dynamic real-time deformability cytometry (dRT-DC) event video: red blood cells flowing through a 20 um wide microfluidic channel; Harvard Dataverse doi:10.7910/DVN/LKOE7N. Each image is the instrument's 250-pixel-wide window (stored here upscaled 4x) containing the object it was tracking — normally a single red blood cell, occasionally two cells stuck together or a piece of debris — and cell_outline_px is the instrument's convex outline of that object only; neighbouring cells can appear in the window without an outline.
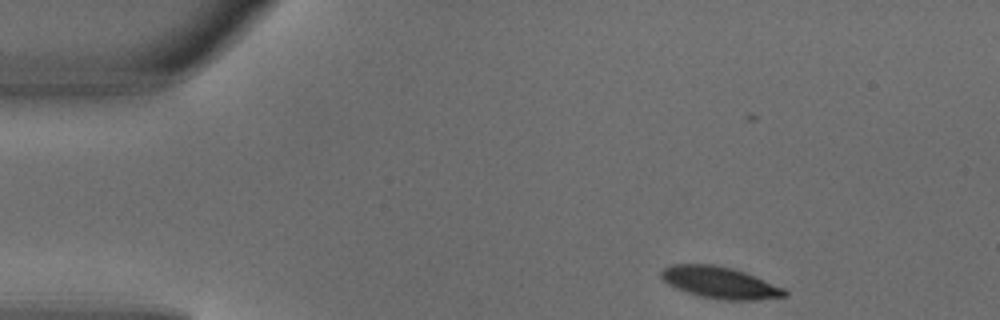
{"species": "common noctule bat (a hibernating species)", "species_latin": "Nyctalus noctula", "temperature_condition": "warm", "stored_images_in_passage": 4, "segment_of_instrument_passage": [2, 2], "camera_frame_rate_fps": 3000, "um_per_image_px": 0.085, "animal": {"sex": "male", "body_mass_g": 18.8}, "frame": {"image": 1, "passage_image": 4, "time_ms": 1.0, "image_size_px": [1000, 320], "cell_outline_px": [[788, 296], [756, 300], [724, 300], [700, 296], [676, 288], [668, 284], [660, 276], [660, 272], [664, 268], [672, 264], [712, 264], [732, 268], [756, 276], [784, 288], [788, 292]], "centroid_in_image_um": [61.21, 24.02], "position_along_channel_um": 23.8, "area_um2": 22.77}}